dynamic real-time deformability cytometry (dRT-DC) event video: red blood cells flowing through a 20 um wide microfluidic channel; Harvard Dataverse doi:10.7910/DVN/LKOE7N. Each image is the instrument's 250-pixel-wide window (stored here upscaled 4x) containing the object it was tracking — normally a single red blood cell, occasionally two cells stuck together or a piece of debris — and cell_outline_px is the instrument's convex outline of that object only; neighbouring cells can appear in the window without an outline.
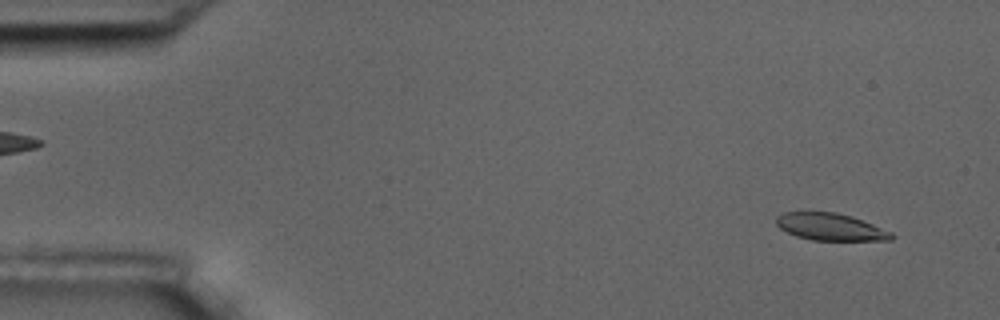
{"species": "common noctule bat (a hibernating species)", "species_latin": "Nyctalus noctula", "temperature_condition": "room temperature", "stored_images_in_passage": 4, "camera_frame_rate_fps": 3000, "um_per_image_px": 0.085, "animal": {"sex": "male", "body_mass_g": 17.5, "forearm_length_mm": 52.3}, "frame": {"image": 1, "passage_image": 1, "time_ms": 0.0, "image_size_px": [1000, 320], "cell_outline_px": [[896, 236], [892, 240], [812, 240], [796, 236], [780, 228], [776, 224], [776, 216], [784, 212], [836, 212], [852, 216], [892, 232]], "centroid_in_image_um": [70.6, 19.28], "position_along_channel_um": 14.4, "area_um2": 18.21}}
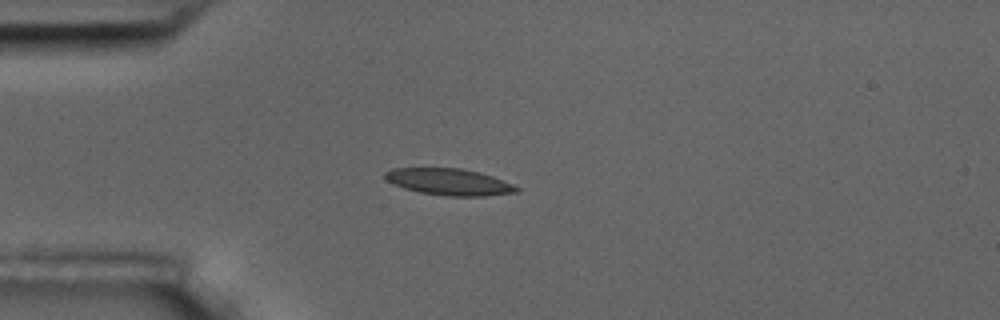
{"frame": {"image": 2, "passage_image": 4, "time_ms": 3.667, "image_size_px": [1000, 320], "cell_outline_px": [[520, 192], [484, 196], [444, 196], [420, 192], [404, 188], [392, 184], [384, 180], [384, 172], [392, 168], [460, 168], [480, 172], [492, 176], [512, 184], [520, 188]], "centroid_in_image_um": [38.15, 15.46], "position_along_channel_um": 46.8, "area_um2": 20.58}}